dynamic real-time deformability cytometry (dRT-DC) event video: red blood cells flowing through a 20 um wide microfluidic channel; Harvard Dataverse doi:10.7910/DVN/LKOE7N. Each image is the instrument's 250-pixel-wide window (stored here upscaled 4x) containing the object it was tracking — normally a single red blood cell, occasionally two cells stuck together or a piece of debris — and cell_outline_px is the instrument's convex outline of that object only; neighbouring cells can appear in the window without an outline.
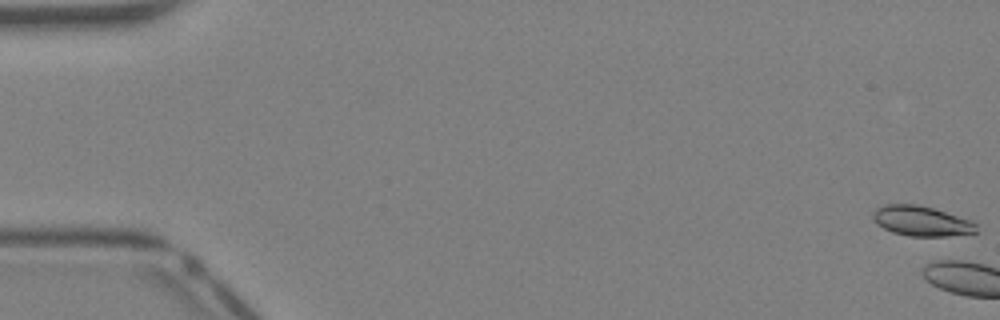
{"species": "Egyptian fruit bat (a non-hibernating species)", "species_latin": "Rousettus aegyptiacus", "temperature_condition": "warm", "stored_images_in_passage": 4, "camera_frame_rate_fps": 3000, "um_per_image_px": 0.085, "animal": {"sex": "female"}, "frame": {"image": 1, "passage_image": 1, "time_ms": 0.0, "image_size_px": [1000, 320], "cell_outline_px": [[976, 232], [948, 236], [908, 236], [892, 232], [876, 224], [872, 216], [872, 212], [876, 208], [884, 204], [920, 204], [972, 220], [976, 224]], "centroid_in_image_um": [78.29, 18.77], "position_along_channel_um": 6.7, "area_um2": 18.21}}